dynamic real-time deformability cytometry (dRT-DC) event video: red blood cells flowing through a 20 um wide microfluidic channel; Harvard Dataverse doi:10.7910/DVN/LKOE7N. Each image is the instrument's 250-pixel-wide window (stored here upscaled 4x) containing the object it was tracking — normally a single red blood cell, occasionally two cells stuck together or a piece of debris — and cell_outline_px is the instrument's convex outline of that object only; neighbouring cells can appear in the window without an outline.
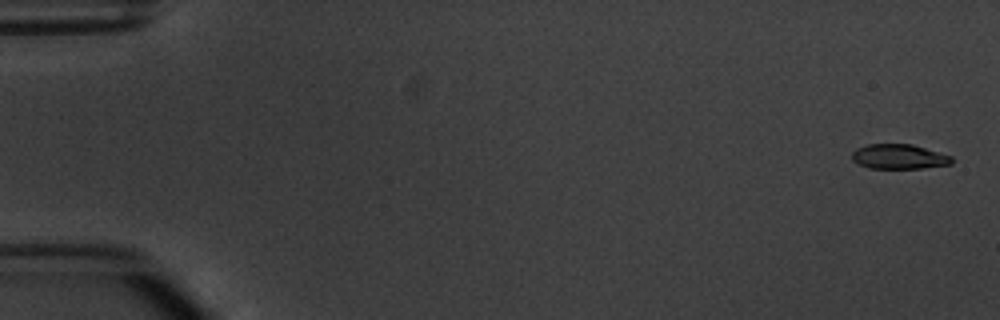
{"species": "common noctule bat (a hibernating species)", "species_latin": "Nyctalus noctula", "temperature_condition": "warm", "stored_images_in_passage": 6, "camera_frame_rate_fps": 3000, "um_per_image_px": 0.085, "animal": {"sex": "male", "body_mass_g": 20.1, "forearm_length_mm": 53.5}, "frame": {"image": 1, "passage_image": 1, "time_ms": 0.0, "image_size_px": [1000, 320], "cell_outline_px": [[952, 164], [924, 168], [868, 168], [852, 160], [852, 152], [856, 148], [868, 144], [912, 144], [952, 156]], "centroid_in_image_um": [76.41, 13.31], "position_along_channel_um": 8.6, "area_um2": 14.39}}
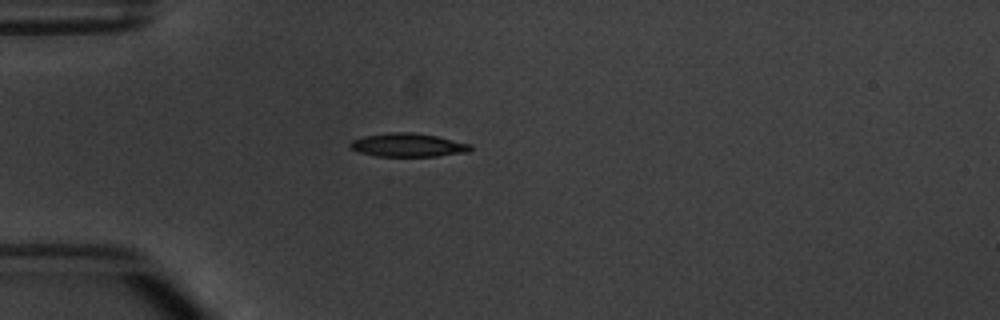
{"frame": {"image": 2, "passage_image": 5, "time_ms": 4.667, "image_size_px": [1000, 320], "cell_outline_px": [[472, 148], [468, 152], [436, 156], [376, 156], [360, 152], [348, 148], [348, 144], [352, 140], [364, 136], [388, 132], [412, 132], [436, 136], [472, 144]], "centroid_in_image_um": [34.65, 12.32], "position_along_channel_um": 50.3, "area_um2": 16.53}}